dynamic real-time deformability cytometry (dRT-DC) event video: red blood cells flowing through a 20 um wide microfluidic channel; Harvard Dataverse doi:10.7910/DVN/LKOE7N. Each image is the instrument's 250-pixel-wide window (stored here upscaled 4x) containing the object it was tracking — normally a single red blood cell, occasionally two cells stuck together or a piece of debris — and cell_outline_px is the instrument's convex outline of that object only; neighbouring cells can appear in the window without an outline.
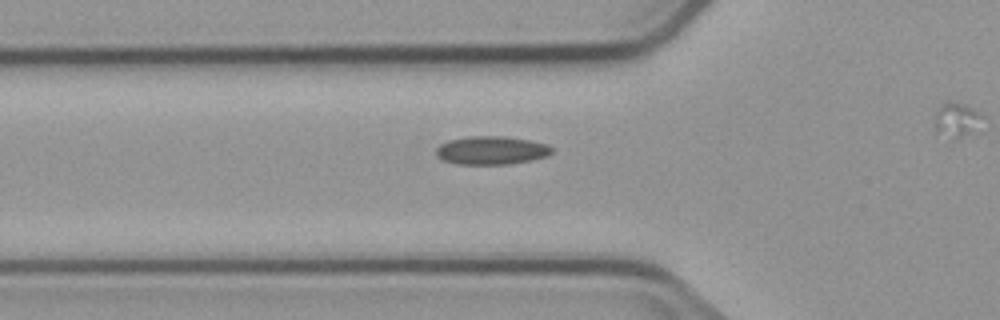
{"species": "common noctule bat (a hibernating species)", "species_latin": "Nyctalus noctula", "temperature_condition": "cold", "stored_images_in_passage": 7, "camera_frame_rate_fps": 3000, "um_per_image_px": 0.085, "animal": {"sex": "male", "body_mass_g": 23.1, "forearm_length_mm": 52.7}, "frame": {"image": 1, "passage_image": 7, "time_ms": 8.333, "image_size_px": [1000, 320], "cell_outline_px": [[552, 152], [548, 156], [532, 160], [508, 164], [456, 164], [444, 160], [436, 156], [436, 148], [440, 144], [448, 140], [468, 136], [504, 136], [528, 140], [548, 144], [552, 148]], "centroid_in_image_um": [41.76, 12.78], "position_along_channel_um": 84.0, "area_um2": 19.19}}